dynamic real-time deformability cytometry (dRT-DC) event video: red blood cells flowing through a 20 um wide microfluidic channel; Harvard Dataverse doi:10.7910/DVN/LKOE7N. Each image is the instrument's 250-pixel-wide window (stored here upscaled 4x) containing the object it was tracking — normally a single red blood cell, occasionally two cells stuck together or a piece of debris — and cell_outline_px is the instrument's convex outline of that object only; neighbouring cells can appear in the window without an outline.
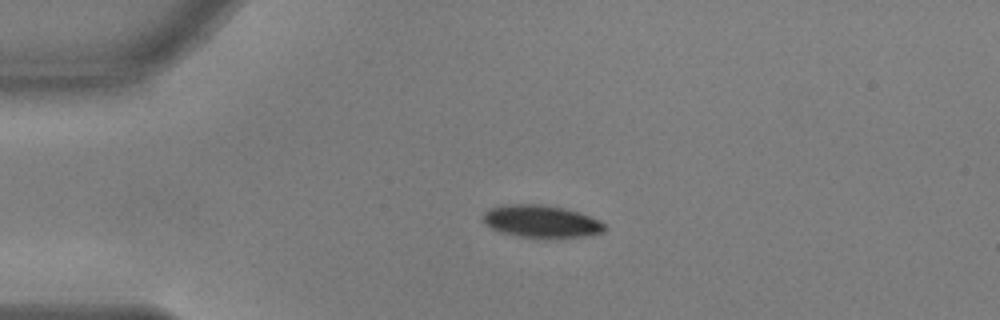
{"species": "common noctule bat (a hibernating species)", "species_latin": "Nyctalus noctula", "temperature_condition": "warm", "stored_images_in_passage": 43, "camera_frame_rate_fps": 3000, "um_per_image_px": 0.085, "animal": {"sex": "male", "body_mass_g": 17.9, "forearm_length_mm": 54.2}, "frame": {"image": 1, "passage_image": 1, "time_ms": 0.0, "image_size_px": [1000, 320], "cell_outline_px": [[608, 228], [604, 232], [588, 236], [520, 236], [500, 232], [484, 224], [480, 220], [484, 212], [488, 208], [500, 204], [544, 204], [564, 208], [600, 220]], "centroid_in_image_um": [45.95, 18.78], "position_along_channel_um": 39.1, "area_um2": 22.83}}
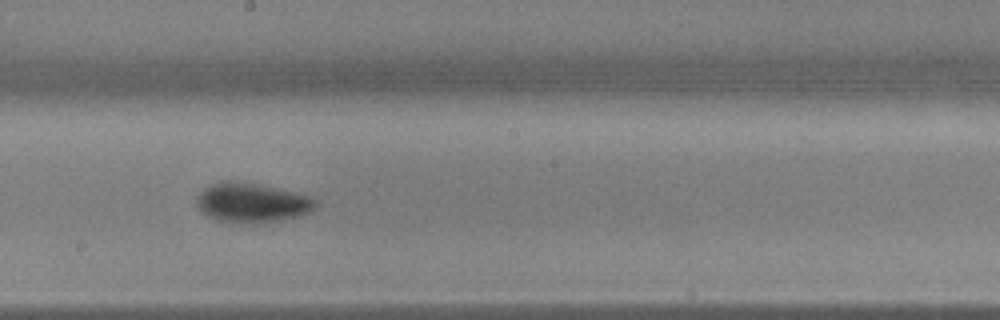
{"frame": {"image": 2, "passage_image": 19, "time_ms": 6.0, "image_size_px": [1000, 320], "cell_outline_px": [[316, 204], [308, 212], [300, 216], [280, 220], [256, 224], [216, 220], [200, 212], [196, 204], [196, 196], [204, 188], [220, 180], [240, 180], [296, 192], [308, 196], [316, 200]], "centroid_in_image_um": [21.35, 17.21], "position_along_channel_um": 226.9, "area_um2": 27.63}}
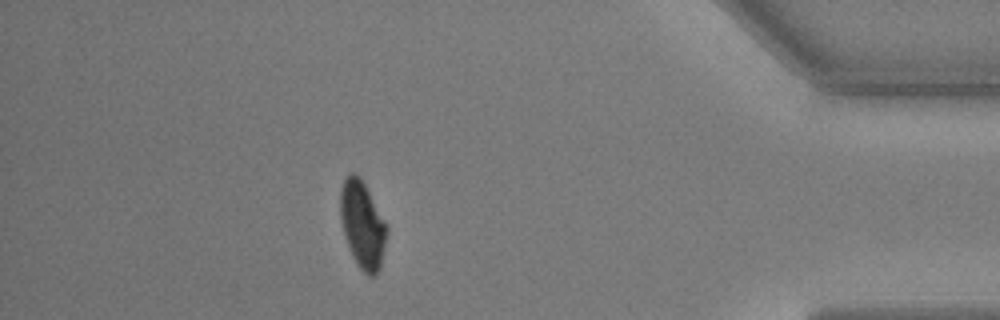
{"frame": {"image": 3, "passage_image": 37, "time_ms": 12.0, "image_size_px": [1000, 320], "cell_outline_px": [[388, 228], [380, 268], [376, 276], [368, 276], [356, 264], [348, 248], [344, 236], [340, 216], [340, 188], [348, 172], [356, 172], [360, 176], [384, 220]], "centroid_in_image_um": [30.78, 19.1], "position_along_channel_um": 404.4, "area_um2": 23.7}, "authors_computed_cell_mechanics": {"area_um2": 24.565, "velocity_mm_per_s": 3.6694, "shape_relaxation_time_tau1_ms": 2.6302, "shape_relaxation_time_tau2_ms": 3.1516, "deformation_change_tau1": 0.1447, "deformation_change_tau2": 0.0443}}